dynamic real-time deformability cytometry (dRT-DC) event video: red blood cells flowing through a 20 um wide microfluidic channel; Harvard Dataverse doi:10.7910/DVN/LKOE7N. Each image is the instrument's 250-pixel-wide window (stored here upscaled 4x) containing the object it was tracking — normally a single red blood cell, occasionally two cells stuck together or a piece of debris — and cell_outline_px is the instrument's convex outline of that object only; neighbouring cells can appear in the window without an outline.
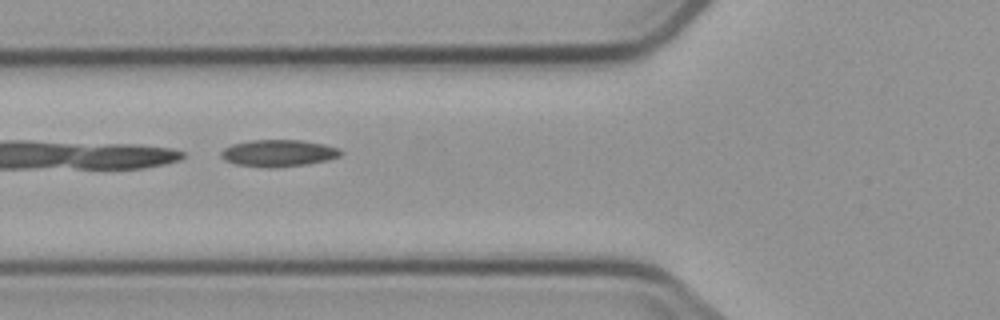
{"species": "common noctule bat (a hibernating species)", "species_latin": "Nyctalus noctula", "temperature_condition": "cold", "stored_images_in_passage": 7, "camera_frame_rate_fps": 3000, "um_per_image_px": 0.085, "animal": {"sex": "male", "body_mass_g": 23.1, "forearm_length_mm": 52.7}, "frame": {"image": 1, "passage_image": 6, "time_ms": 6.0, "image_size_px": [1000, 320], "cell_outline_px": [[344, 152], [340, 156], [328, 160], [308, 164], [276, 168], [264, 168], [236, 164], [224, 160], [220, 156], [220, 152], [224, 148], [232, 144], [252, 140], [300, 140], [324, 144], [340, 148]], "centroid_in_image_um": [23.68, 13.02], "position_along_channel_um": 102.1, "area_um2": 19.02}}